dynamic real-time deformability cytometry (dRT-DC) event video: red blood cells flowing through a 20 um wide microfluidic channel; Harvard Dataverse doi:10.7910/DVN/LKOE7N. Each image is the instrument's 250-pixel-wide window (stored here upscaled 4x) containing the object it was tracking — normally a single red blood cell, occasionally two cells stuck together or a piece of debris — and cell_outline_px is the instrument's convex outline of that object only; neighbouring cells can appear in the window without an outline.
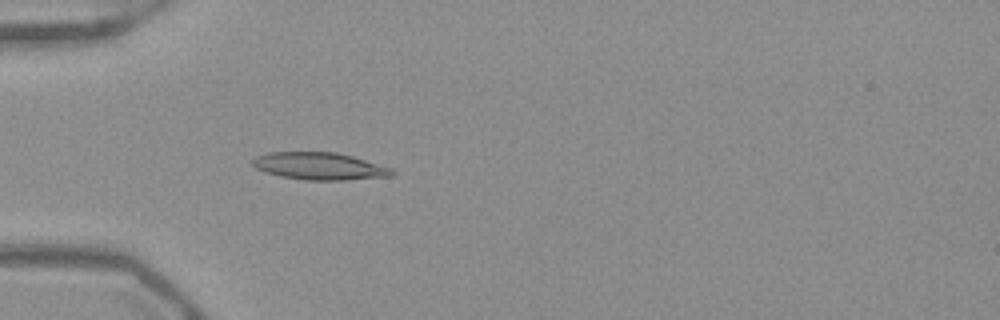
{"species": "Egyptian fruit bat (a non-hibernating species)", "species_latin": "Rousettus aegyptiacus", "temperature_condition": "warm", "stored_images_in_passage": 44, "camera_frame_rate_fps": 3000, "um_per_image_px": 0.085, "frame": {"image": 1, "passage_image": 8, "time_ms": 2.333, "image_size_px": [1000, 320], "cell_outline_px": [[396, 172], [392, 176], [344, 180], [304, 180], [280, 176], [264, 172], [256, 168], [252, 164], [252, 160], [256, 156], [268, 152], [336, 152], [352, 156], [392, 168]], "centroid_in_image_um": [27.15, 14.12], "position_along_channel_um": 57.9, "area_um2": 22.25}}
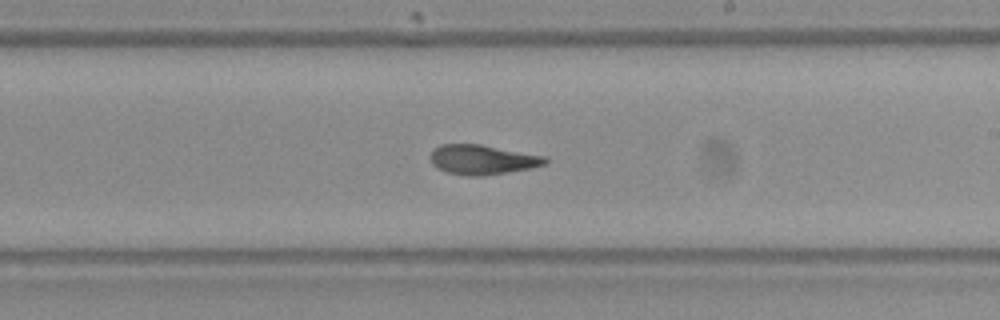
{"frame": {"image": 2, "passage_image": 23, "time_ms": 7.333, "image_size_px": [1000, 320], "cell_outline_px": [[548, 164], [532, 168], [484, 176], [468, 176], [448, 172], [436, 168], [432, 164], [432, 148], [440, 144], [480, 144], [548, 156]], "centroid_in_image_um": [41.06, 13.57], "position_along_channel_um": 247.9, "area_um2": 20.11}}
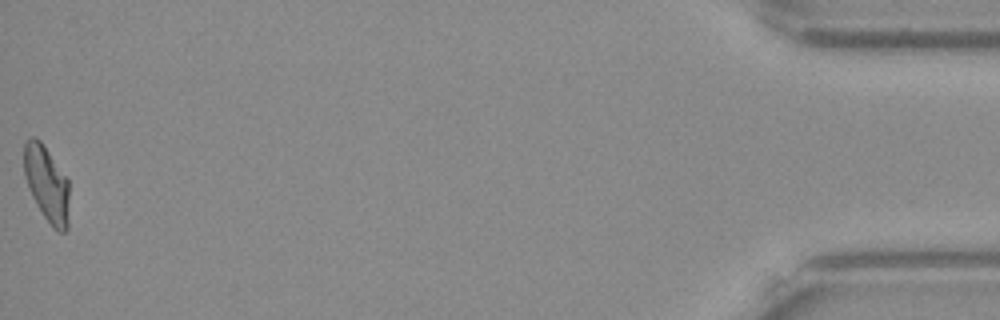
{"frame": {"image": 3, "passage_image": 44, "time_ms": 14.333, "image_size_px": [1000, 320], "cell_outline_px": [[68, 228], [64, 232], [56, 232], [52, 228], [36, 204], [28, 188], [24, 176], [24, 140], [32, 136], [36, 136], [40, 140], [68, 180]], "centroid_in_image_um": [3.95, 15.63], "position_along_channel_um": 431.2, "area_um2": 20.0}, "authors_computed_cell_mechanics": {"area_um2": 20.1144, "velocity_mm_per_s": 3.9316, "shape_relaxation_time_tau1_ms": null, "shape_relaxation_time_tau2_ms": 1.6947, "deformation_change_tau1": null, "deformation_change_tau2": 0.0917}}